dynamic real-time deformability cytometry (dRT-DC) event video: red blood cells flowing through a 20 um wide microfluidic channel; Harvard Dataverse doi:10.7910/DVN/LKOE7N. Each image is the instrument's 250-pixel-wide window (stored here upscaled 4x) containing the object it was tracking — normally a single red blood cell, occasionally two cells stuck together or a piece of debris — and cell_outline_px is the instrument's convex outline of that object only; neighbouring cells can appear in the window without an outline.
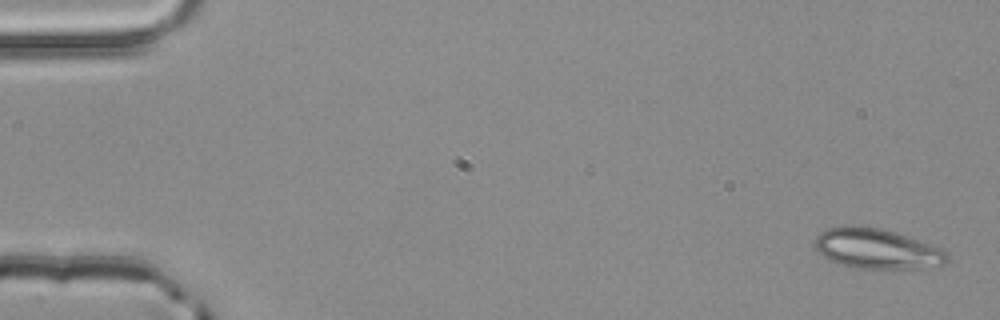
{"species": "common noctule bat (a hibernating species)", "species_latin": "Nyctalus noctula", "temperature_condition": "room temperature", "stored_images_in_passage": 4, "camera_frame_rate_fps": 3000, "um_per_image_px": 0.085, "animal": {"sex": "male", "body_mass_g": 20.4}, "frame": {"image": 1, "passage_image": 1, "time_ms": 0.0, "image_size_px": [1000, 320], "cell_outline_px": [[948, 260], [944, 264], [920, 268], [860, 268], [828, 260], [812, 244], [812, 240], [820, 232], [828, 228], [848, 224], [856, 224], [884, 228], [896, 232], [940, 248], [948, 256]], "centroid_in_image_um": [74.47, 21.1], "position_along_channel_um": 10.5, "area_um2": 30.98}}